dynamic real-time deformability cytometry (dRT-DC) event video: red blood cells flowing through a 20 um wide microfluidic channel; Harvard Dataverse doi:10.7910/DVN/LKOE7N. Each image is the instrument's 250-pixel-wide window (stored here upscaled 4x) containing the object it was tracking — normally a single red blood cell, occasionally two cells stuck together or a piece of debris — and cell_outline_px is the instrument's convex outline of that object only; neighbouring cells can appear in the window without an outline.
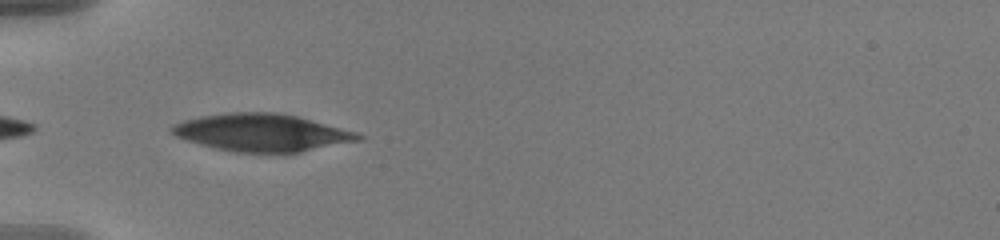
{"species": "human", "species_latin": "Homo sapiens", "temperature_condition": "warm", "stored_images_in_passage": 15, "camera_frame_rate_fps": 3000, "um_per_image_px": 0.085, "donor": {"sex": "male"}, "frame": {"image": 1, "passage_image": 1, "time_ms": 0.0, "image_size_px": [1000, 240], "cell_outline_px": [[364, 136], [360, 140], [300, 152], [236, 152], [216, 148], [200, 144], [176, 136], [168, 128], [172, 124], [184, 120], [200, 116], [228, 112], [280, 112], [296, 116], [356, 132]], "centroid_in_image_um": [22.22, 11.26], "position_along_channel_um": 62.8, "area_um2": 40.34}}
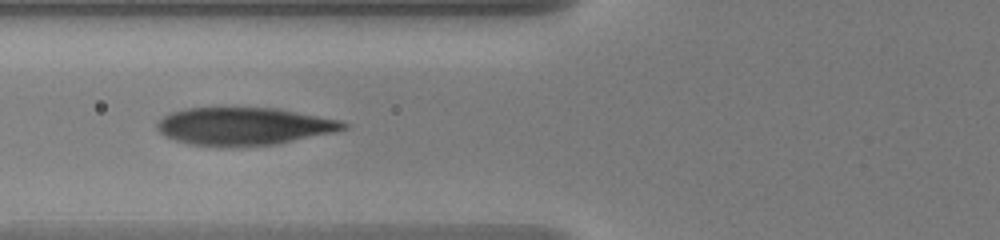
{"frame": {"image": 2, "passage_image": 5, "time_ms": 1.333, "image_size_px": [1000, 240], "cell_outline_px": [[348, 128], [336, 132], [276, 144], [240, 148], [216, 148], [188, 144], [164, 136], [156, 128], [156, 124], [164, 116], [172, 112], [188, 108], [276, 108], [340, 120], [348, 124]], "centroid_in_image_um": [20.72, 10.77], "position_along_channel_um": 105.1, "area_um2": 41.5}}
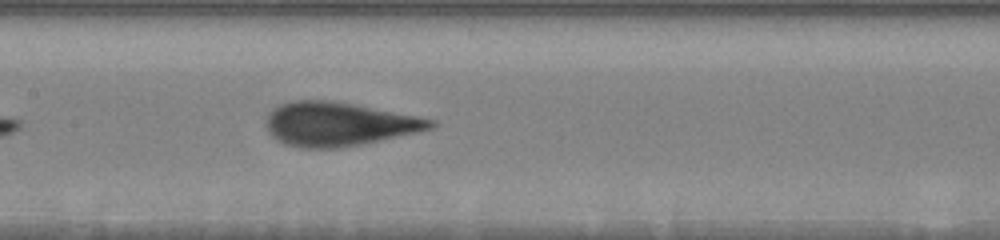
{"frame": {"image": 3, "passage_image": 11, "time_ms": 3.333, "image_size_px": [1000, 240], "cell_outline_px": [[436, 124], [432, 128], [416, 132], [380, 140], [360, 144], [336, 148], [300, 148], [284, 144], [276, 140], [268, 132], [264, 124], [268, 112], [272, 108], [280, 104], [292, 100], [336, 100], [436, 120]], "centroid_in_image_um": [28.71, 10.53], "position_along_channel_um": 178.7, "area_um2": 42.19}}